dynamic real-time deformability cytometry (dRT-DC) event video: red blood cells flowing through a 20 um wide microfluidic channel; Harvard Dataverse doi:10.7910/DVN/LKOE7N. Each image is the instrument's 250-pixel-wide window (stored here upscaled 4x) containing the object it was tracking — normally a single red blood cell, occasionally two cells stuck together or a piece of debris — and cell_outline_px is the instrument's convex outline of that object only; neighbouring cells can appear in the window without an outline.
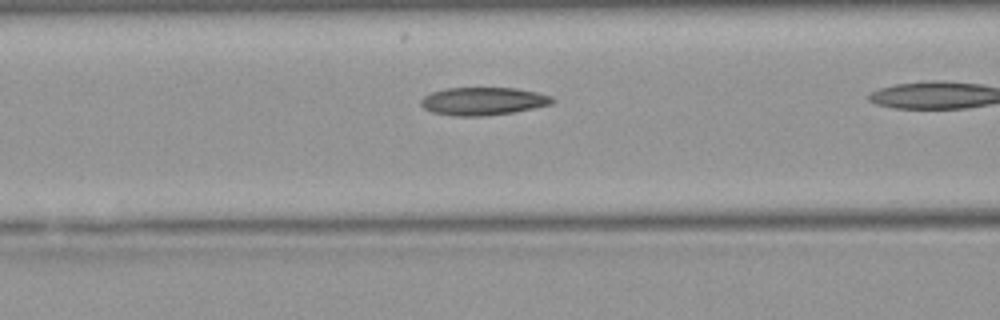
{"species": "Egyptian fruit bat (a non-hibernating species)", "species_latin": "Rousettus aegyptiacus", "temperature_condition": "warm", "stored_images_in_passage": 35, "camera_frame_rate_fps": 3000, "um_per_image_px": 0.085, "animal": {"sex": "female"}, "frame": {"image": 1, "passage_image": 16, "time_ms": 5.0, "image_size_px": [1000, 320], "cell_outline_px": [[556, 100], [552, 104], [512, 112], [484, 116], [452, 116], [432, 112], [424, 108], [420, 104], [420, 100], [424, 96], [432, 92], [448, 88], [516, 88], [536, 92], [552, 96]], "centroid_in_image_um": [41.06, 8.6], "position_along_channel_um": 125.5, "area_um2": 21.33}}
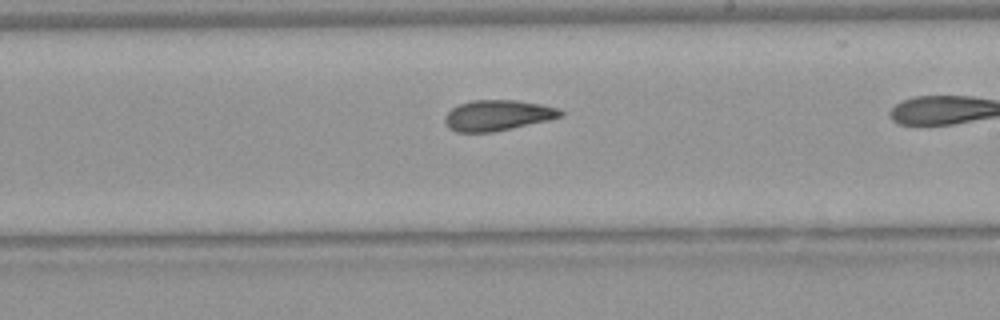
{"frame": {"image": 2, "passage_image": 25, "time_ms": 8.0, "image_size_px": [1000, 320], "cell_outline_px": [[564, 116], [548, 120], [512, 128], [492, 132], [456, 132], [448, 128], [444, 124], [444, 116], [452, 108], [460, 104], [472, 100], [516, 100], [540, 104], [560, 108], [564, 112]], "centroid_in_image_um": [42.29, 9.8], "position_along_channel_um": 246.7, "area_um2": 20.75}}